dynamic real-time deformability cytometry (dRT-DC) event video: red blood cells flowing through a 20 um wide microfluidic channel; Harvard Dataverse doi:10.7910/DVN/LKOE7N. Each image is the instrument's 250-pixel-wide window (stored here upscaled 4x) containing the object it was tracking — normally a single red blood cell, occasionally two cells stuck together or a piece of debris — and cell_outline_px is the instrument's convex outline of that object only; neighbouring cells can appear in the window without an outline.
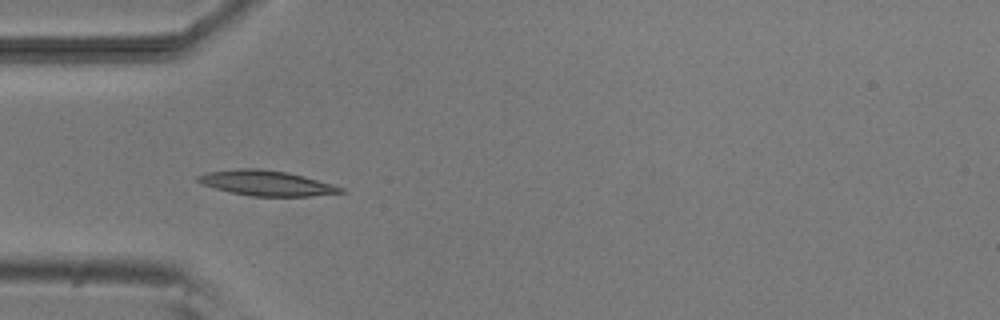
{"species": "common noctule bat (a hibernating species)", "species_latin": "Nyctalus noctula", "temperature_condition": "room temperature", "stored_images_in_passage": 4, "camera_frame_rate_fps": 3000, "um_per_image_px": 0.085, "animal": {"sex": "male", "body_mass_g": 20.5, "forearm_length_mm": 52.5}, "frame": {"image": 1, "passage_image": 3, "time_ms": 2.333, "image_size_px": [1000, 320], "cell_outline_px": [[348, 192], [312, 196], [248, 196], [216, 188], [204, 184], [196, 180], [196, 176], [204, 172], [240, 168], [260, 168], [288, 172], [304, 176], [332, 184], [344, 188]], "centroid_in_image_um": [22.67, 15.56], "position_along_channel_um": 62.3, "area_um2": 21.04}}
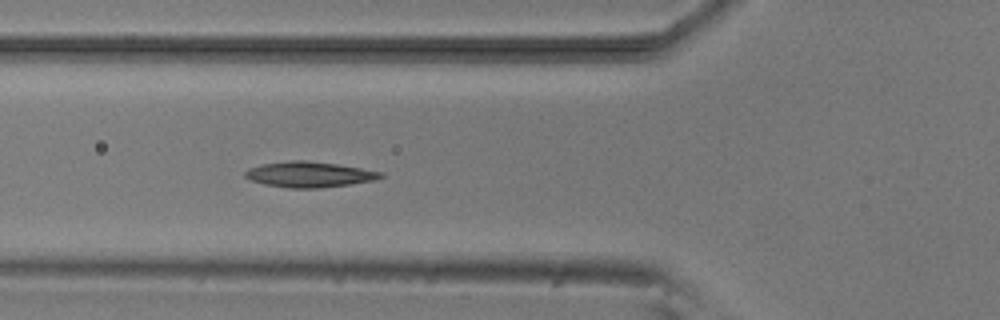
{"frame": {"image": 2, "passage_image": 4, "time_ms": 3.333, "image_size_px": [1000, 320], "cell_outline_px": [[384, 176], [376, 180], [320, 188], [288, 188], [264, 184], [248, 180], [244, 176], [244, 172], [248, 168], [264, 164], [288, 160], [304, 160], [336, 164], [384, 172]], "centroid_in_image_um": [26.26, 14.83], "position_along_channel_um": 99.5, "area_um2": 20.23}}